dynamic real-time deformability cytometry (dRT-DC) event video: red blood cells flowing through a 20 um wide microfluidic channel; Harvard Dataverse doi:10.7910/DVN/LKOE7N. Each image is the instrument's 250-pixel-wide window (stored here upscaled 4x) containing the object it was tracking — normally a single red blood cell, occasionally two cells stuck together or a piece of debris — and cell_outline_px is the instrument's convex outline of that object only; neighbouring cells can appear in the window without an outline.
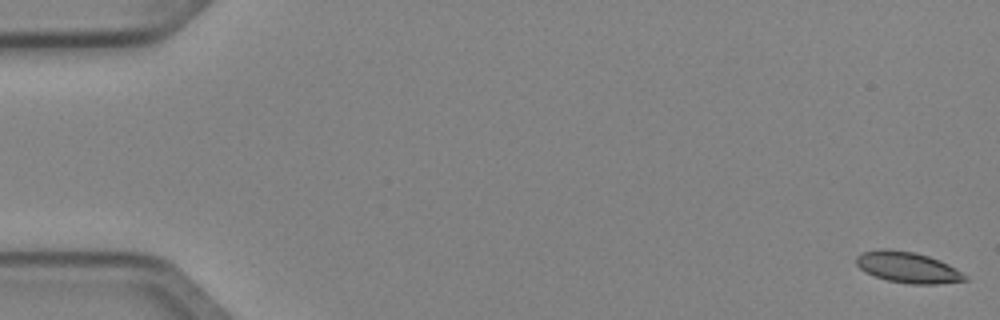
{"species": "Egyptian fruit bat (a non-hibernating species)", "species_latin": "Rousettus aegyptiacus", "temperature_condition": "cold", "stored_images_in_passage": 51, "camera_frame_rate_fps": 3000, "um_per_image_px": 0.085, "animal": {"sex": "female"}, "frame": {"image": 1, "passage_image": 1, "time_ms": 0.0, "image_size_px": [1000, 320], "cell_outline_px": [[972, 280], [940, 284], [912, 284], [888, 280], [876, 276], [860, 268], [856, 264], [856, 256], [864, 252], [884, 248], [916, 252], [940, 260], [956, 268], [968, 276]], "centroid_in_image_um": [77.24, 22.73], "position_along_channel_um": 7.8, "area_um2": 19.65}}
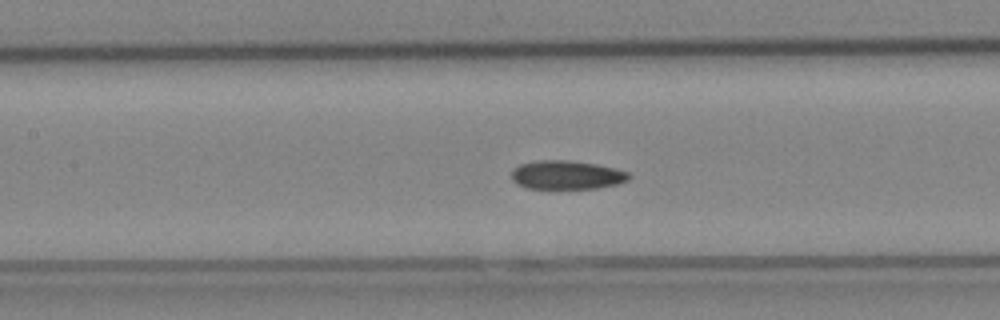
{"frame": {"image": 2, "passage_image": 24, "time_ms": 7.667, "image_size_px": [1000, 320], "cell_outline_px": [[632, 176], [628, 180], [620, 184], [596, 188], [528, 188], [516, 184], [512, 180], [512, 168], [520, 164], [540, 160], [568, 160], [596, 164], [616, 168], [628, 172]], "centroid_in_image_um": [48.19, 14.87], "position_along_channel_um": 159.2, "area_um2": 19.77}}
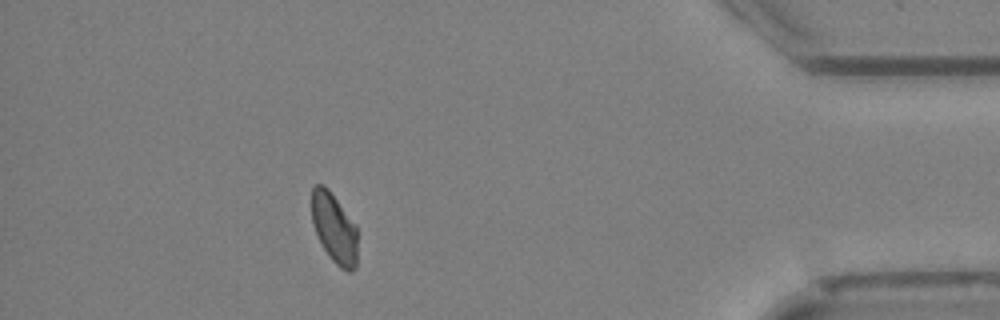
{"frame": {"image": 3, "passage_image": 46, "time_ms": 15.0, "image_size_px": [1000, 320], "cell_outline_px": [[356, 268], [352, 272], [348, 272], [340, 268], [332, 260], [324, 248], [316, 232], [312, 220], [312, 188], [316, 184], [324, 184], [328, 188], [356, 224]], "centroid_in_image_um": [28.42, 19.38], "position_along_channel_um": 406.8, "area_um2": 18.55}, "authors_computed_cell_mechanics": {"area_um2": 19.652, "velocity_mm_per_s": 4.0167, "shape_relaxation_time_tau1_ms": null, "shape_relaxation_time_tau2_ms": 6.6094, "deformation_change_tau1": null, "deformation_change_tau2": 0.0977}}